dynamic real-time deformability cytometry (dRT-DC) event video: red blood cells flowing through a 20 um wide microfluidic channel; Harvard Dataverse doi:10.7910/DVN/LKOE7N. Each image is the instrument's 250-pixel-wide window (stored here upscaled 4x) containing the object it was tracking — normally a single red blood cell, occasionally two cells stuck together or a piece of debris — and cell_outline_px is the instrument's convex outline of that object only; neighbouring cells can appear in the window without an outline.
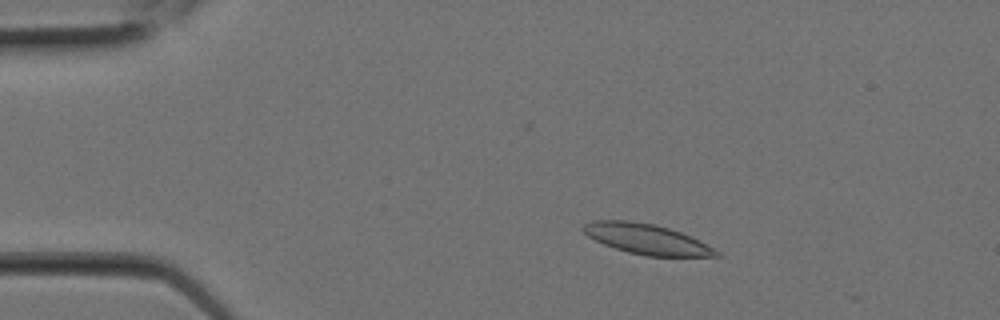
{"species": "Egyptian fruit bat (a non-hibernating species)", "species_latin": "Rousettus aegyptiacus", "temperature_condition": "room temperature", "stored_images_in_passage": 6, "camera_frame_rate_fps": 3000, "um_per_image_px": 0.085, "animal": {"sex": "female"}, "frame": {"image": 1, "passage_image": 4, "time_ms": 1.0, "image_size_px": [1000, 320], "cell_outline_px": [[720, 256], [644, 256], [628, 252], [604, 244], [588, 236], [580, 228], [584, 224], [592, 220], [628, 220], [652, 224], [668, 228], [680, 232], [720, 252]], "centroid_in_image_um": [54.89, 20.31], "position_along_channel_um": 30.1, "area_um2": 23.0}}